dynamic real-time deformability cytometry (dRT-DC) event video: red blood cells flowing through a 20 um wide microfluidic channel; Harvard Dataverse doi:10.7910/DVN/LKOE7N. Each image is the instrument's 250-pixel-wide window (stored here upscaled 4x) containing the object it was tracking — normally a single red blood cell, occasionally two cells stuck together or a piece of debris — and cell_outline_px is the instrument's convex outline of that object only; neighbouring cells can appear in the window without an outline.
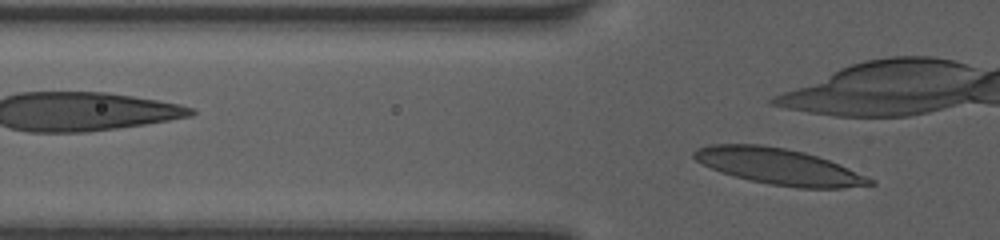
{"species": "human", "species_latin": "Homo sapiens", "temperature_condition": "room temperature", "stored_images_in_passage": 6, "segment_of_instrument_passage": [2, 2], "camera_frame_rate_fps": 3000, "um_per_image_px": 0.085, "donor": {"sex": "female"}, "frame": {"image": 1, "passage_image": 6, "time_ms": 2.667, "image_size_px": [1000, 240], "cell_outline_px": [[876, 184], [844, 188], [796, 188], [748, 180], [732, 176], [720, 172], [696, 160], [692, 156], [692, 152], [696, 148], [712, 144], [760, 144], [784, 148], [804, 152], [828, 160], [848, 168], [876, 180]], "centroid_in_image_um": [66.19, 14.15], "position_along_channel_um": 59.6, "area_um2": 36.93}}